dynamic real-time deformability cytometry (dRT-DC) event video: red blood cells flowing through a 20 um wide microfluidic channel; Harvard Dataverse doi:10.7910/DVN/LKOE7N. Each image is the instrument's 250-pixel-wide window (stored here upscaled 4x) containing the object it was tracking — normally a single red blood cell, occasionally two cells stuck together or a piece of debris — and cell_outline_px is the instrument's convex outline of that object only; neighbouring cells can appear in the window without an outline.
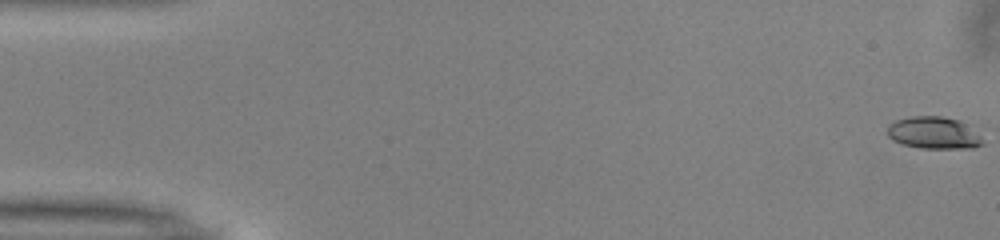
{"species": "common noctule bat (a hibernating species)", "species_latin": "Nyctalus noctula", "temperature_condition": "warm", "stored_images_in_passage": 52, "camera_frame_rate_fps": 3000, "um_per_image_px": 0.085, "animal": {"sex": "male", "body_mass_g": 13.0, "forearm_length_mm": 53.1}, "frame": {"image": 1, "passage_image": 1, "time_ms": 0.0, "image_size_px": [1000, 240], "cell_outline_px": [[984, 144], [972, 148], [920, 148], [904, 144], [892, 140], [888, 136], [888, 124], [896, 120], [912, 116], [940, 116], [960, 120], [980, 136], [984, 140]], "centroid_in_image_um": [79.36, 11.29], "position_along_channel_um": 5.6, "area_um2": 17.74}}
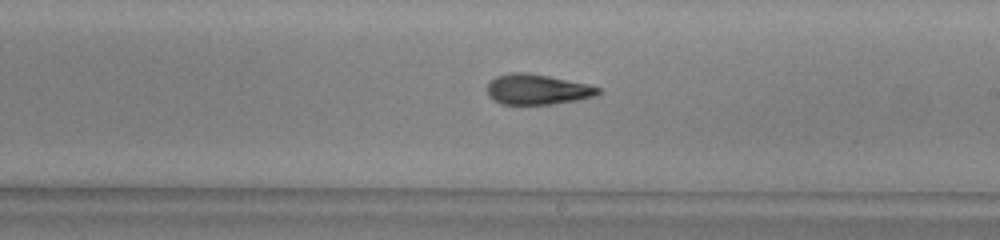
{"frame": {"image": 2, "passage_image": 30, "time_ms": 9.667, "image_size_px": [1000, 240], "cell_outline_px": [[600, 92], [592, 96], [576, 100], [552, 104], [504, 104], [492, 100], [488, 96], [488, 84], [496, 76], [512, 72], [524, 72], [548, 76], [588, 84], [600, 88]], "centroid_in_image_um": [45.64, 7.6], "position_along_channel_um": 243.4, "area_um2": 19.36}}
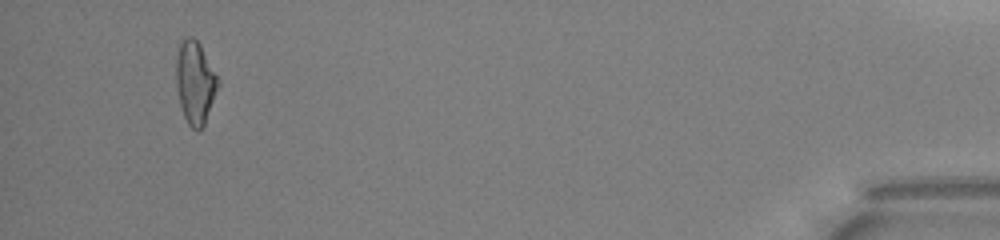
{"frame": {"image": 3, "passage_image": 49, "time_ms": 16.0, "image_size_px": [1000, 240], "cell_outline_px": [[220, 84], [204, 124], [200, 132], [196, 132], [188, 124], [184, 116], [180, 104], [176, 88], [176, 60], [180, 40], [188, 36], [192, 36], [200, 44], [220, 80]], "centroid_in_image_um": [16.59, 7.01], "position_along_channel_um": 418.6, "area_um2": 20.4}, "authors_computed_cell_mechanics": {"area_um2": 19.5075, "velocity_mm_per_s": 4.0366, "shape_relaxation_time_tau1_ms": 5.1878, "shape_relaxation_time_tau2_ms": 2.5864, "deformation_change_tau1": 0.1785, "deformation_change_tau2": 0.1213}}